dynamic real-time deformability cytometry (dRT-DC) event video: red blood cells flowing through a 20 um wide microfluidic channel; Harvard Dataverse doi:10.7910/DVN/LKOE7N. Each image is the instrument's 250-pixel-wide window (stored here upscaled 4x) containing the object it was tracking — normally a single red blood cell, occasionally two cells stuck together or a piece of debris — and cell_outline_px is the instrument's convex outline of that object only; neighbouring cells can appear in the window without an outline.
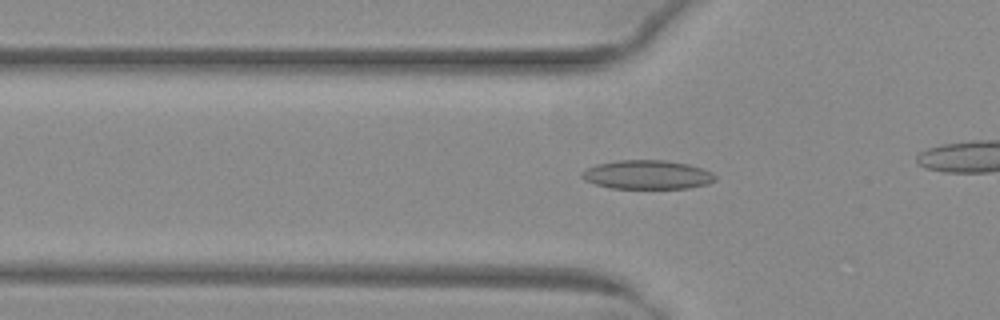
{"species": "common noctule bat (a hibernating species)", "species_latin": "Nyctalus noctula", "temperature_condition": "warm", "stored_images_in_passage": 42, "camera_frame_rate_fps": 3000, "um_per_image_px": 0.085, "animal": {"sex": "female", "body_mass_g": 29.2, "forearm_length_mm": 56.3}, "frame": {"image": 1, "passage_image": 18, "time_ms": 5.667, "image_size_px": [1000, 320], "cell_outline_px": [[716, 180], [708, 184], [688, 188], [608, 188], [584, 180], [580, 176], [580, 172], [596, 164], [620, 160], [664, 160], [688, 164], [712, 172], [716, 176]], "centroid_in_image_um": [55.0, 14.85], "position_along_channel_um": 70.8, "area_um2": 22.48}}
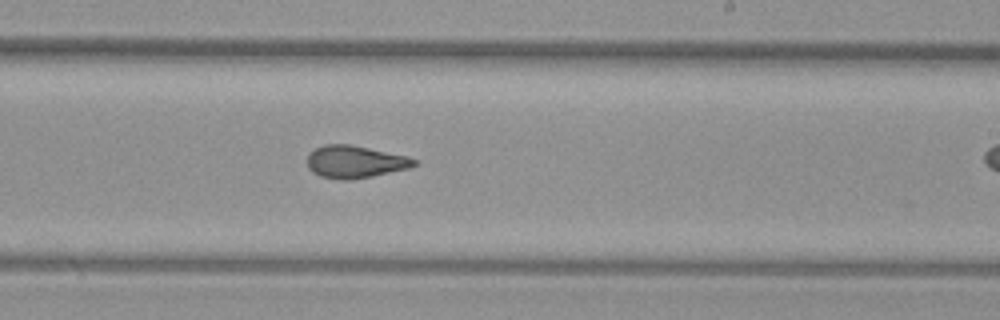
{"frame": {"image": 2, "passage_image": 32, "time_ms": 10.333, "image_size_px": [1000, 320], "cell_outline_px": [[416, 164], [408, 168], [372, 176], [352, 180], [340, 180], [320, 176], [312, 172], [308, 168], [308, 152], [324, 144], [348, 144], [408, 156], [416, 160]], "centroid_in_image_um": [30.13, 13.76], "position_along_channel_um": 258.9, "area_um2": 20.11}}
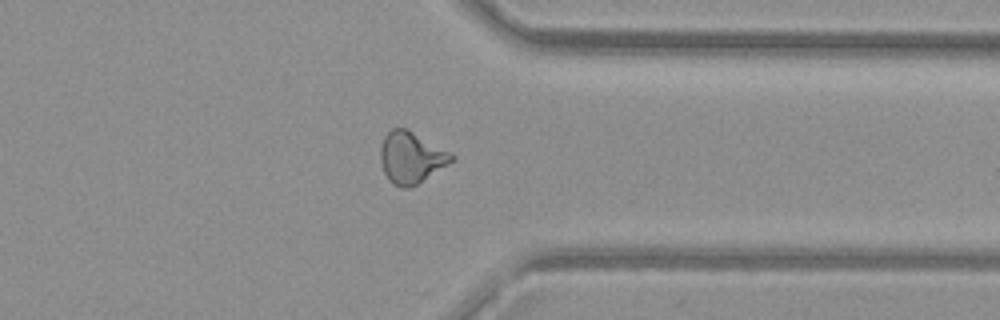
{"frame": {"image": 3, "passage_image": 41, "time_ms": 13.333, "image_size_px": [1000, 320], "cell_outline_px": [[456, 156], [448, 164], [416, 184], [408, 188], [400, 188], [392, 184], [388, 180], [384, 172], [380, 160], [380, 148], [384, 136], [392, 128], [408, 128]], "centroid_in_image_um": [34.91, 13.38], "position_along_channel_um": 376.5, "area_um2": 21.21}}